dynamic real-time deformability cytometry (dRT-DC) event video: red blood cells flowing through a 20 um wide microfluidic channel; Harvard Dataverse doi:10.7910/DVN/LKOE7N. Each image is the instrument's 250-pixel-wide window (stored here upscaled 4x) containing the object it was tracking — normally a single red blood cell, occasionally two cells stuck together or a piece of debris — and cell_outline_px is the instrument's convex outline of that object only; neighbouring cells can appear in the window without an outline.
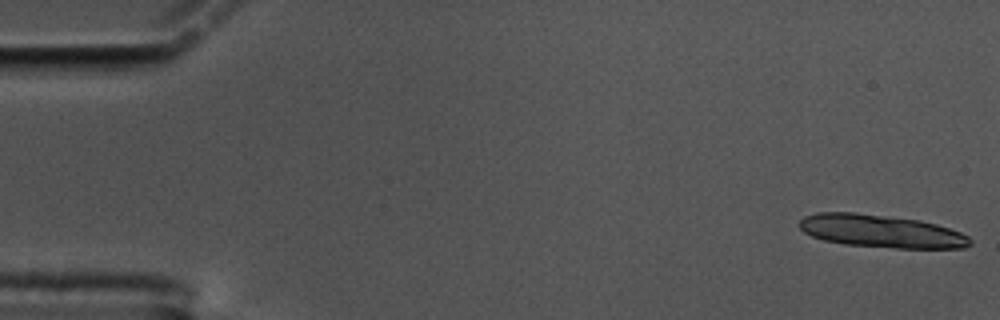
{"species": "common noctule bat (a hibernating species)", "species_latin": "Nyctalus noctula", "temperature_condition": "cold", "stored_images_in_passage": 14, "camera_frame_rate_fps": 3000, "um_per_image_px": 0.085, "animal": {"sex": "male", "body_mass_g": 17.5, "forearm_length_mm": 52.3}, "frame": {"image": 1, "passage_image": 1, "time_ms": 0.0, "image_size_px": [1000, 320], "cell_outline_px": [[972, 244], [964, 248], [896, 248], [844, 244], [824, 240], [812, 236], [804, 232], [800, 228], [800, 220], [804, 216], [816, 212], [856, 212], [920, 220], [936, 224], [960, 232], [968, 236], [972, 240]], "centroid_in_image_um": [74.89, 19.65], "position_along_channel_um": 10.1, "area_um2": 32.66}}